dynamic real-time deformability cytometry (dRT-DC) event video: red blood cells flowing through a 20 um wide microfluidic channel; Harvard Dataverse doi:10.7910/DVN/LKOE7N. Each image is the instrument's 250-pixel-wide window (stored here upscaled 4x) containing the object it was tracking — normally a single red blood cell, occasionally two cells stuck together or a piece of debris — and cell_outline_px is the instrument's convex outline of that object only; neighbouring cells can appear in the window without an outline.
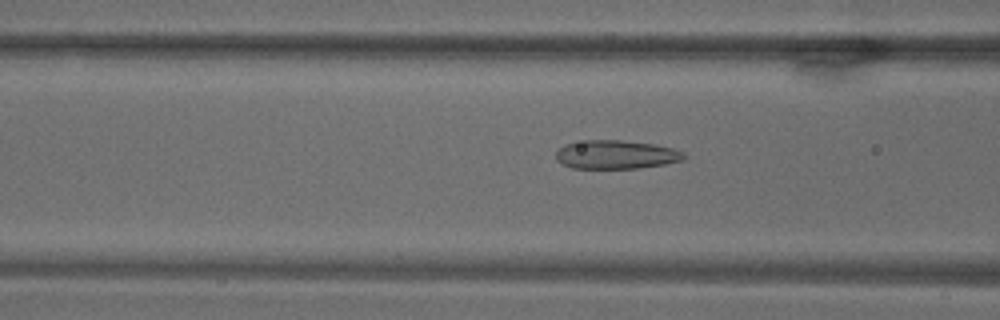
{"species": "common noctule bat (a hibernating species)", "species_latin": "Nyctalus noctula", "temperature_condition": "warm", "stored_images_in_passage": 71, "camera_frame_rate_fps": 3000, "um_per_image_px": 0.085, "animal": {"sex": "male", "body_mass_g": 18.8}, "frame": {"image": 1, "passage_image": 28, "time_ms": 9.0, "image_size_px": [1000, 320], "cell_outline_px": [[684, 160], [664, 164], [636, 168], [572, 168], [556, 160], [556, 152], [564, 144], [588, 140], [620, 140], [656, 144], [672, 148], [684, 152]], "centroid_in_image_um": [52.36, 13.13], "position_along_channel_um": 114.2, "area_um2": 21.27}}
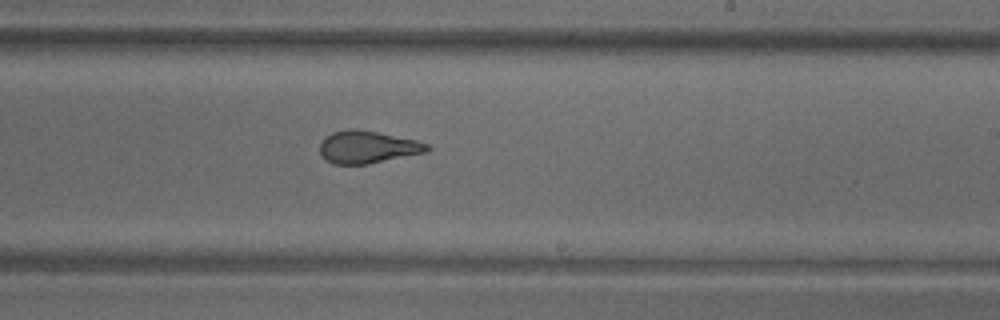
{"frame": {"image": 2, "passage_image": 43, "time_ms": 14.0, "image_size_px": [1000, 320], "cell_outline_px": [[432, 148], [428, 152], [368, 164], [332, 164], [320, 152], [320, 144], [324, 136], [332, 132], [348, 128], [356, 128], [416, 140], [428, 144]], "centroid_in_image_um": [31.25, 12.49], "position_along_channel_um": 257.7, "area_um2": 20.35}}
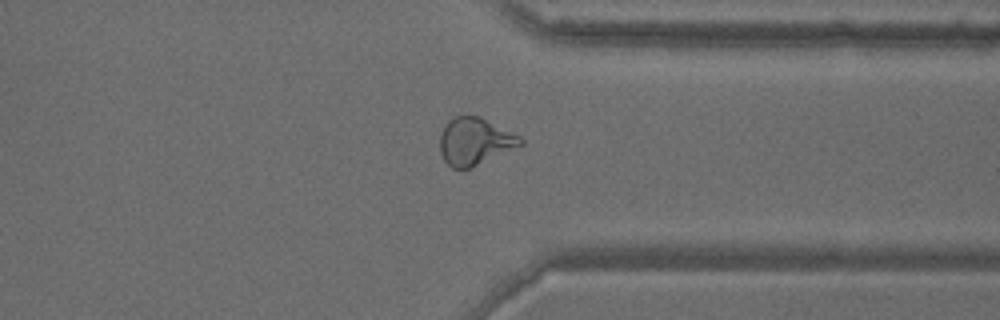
{"frame": {"image": 3, "passage_image": 55, "time_ms": 18.0, "image_size_px": [1000, 320], "cell_outline_px": [[524, 144], [468, 168], [452, 168], [444, 160], [440, 152], [440, 136], [448, 120], [456, 116], [480, 116], [520, 136], [524, 140]], "centroid_in_image_um": [40.36, 12.0], "position_along_channel_um": 371.0, "area_um2": 21.79}}